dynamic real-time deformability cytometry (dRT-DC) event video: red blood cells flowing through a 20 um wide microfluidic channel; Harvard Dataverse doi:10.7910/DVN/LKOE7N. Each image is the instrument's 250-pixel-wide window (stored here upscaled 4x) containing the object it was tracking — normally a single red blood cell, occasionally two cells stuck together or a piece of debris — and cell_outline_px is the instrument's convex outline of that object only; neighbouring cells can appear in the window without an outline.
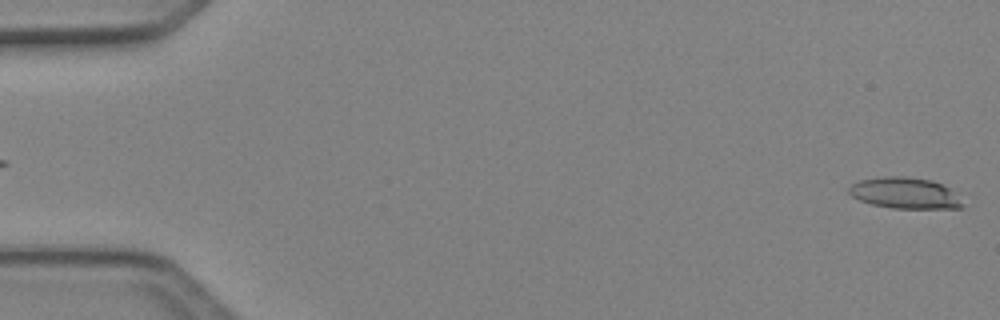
{"species": "Egyptian fruit bat (a non-hibernating species)", "species_latin": "Rousettus aegyptiacus", "temperature_condition": "cold", "stored_images_in_passage": 6, "segment_of_instrument_passage": [2, 2], "camera_frame_rate_fps": 3000, "um_per_image_px": 0.085, "animal": {"sex": "female"}, "frame": {"image": 1, "passage_image": 6, "time_ms": 1.667, "image_size_px": [1000, 320], "cell_outline_px": [[960, 208], [892, 208], [872, 204], [860, 200], [852, 196], [848, 192], [848, 188], [852, 184], [860, 180], [884, 176], [904, 176], [932, 180], [948, 188], [960, 204]], "centroid_in_image_um": [76.81, 16.4], "position_along_channel_um": 8.2, "area_um2": 20.06}}